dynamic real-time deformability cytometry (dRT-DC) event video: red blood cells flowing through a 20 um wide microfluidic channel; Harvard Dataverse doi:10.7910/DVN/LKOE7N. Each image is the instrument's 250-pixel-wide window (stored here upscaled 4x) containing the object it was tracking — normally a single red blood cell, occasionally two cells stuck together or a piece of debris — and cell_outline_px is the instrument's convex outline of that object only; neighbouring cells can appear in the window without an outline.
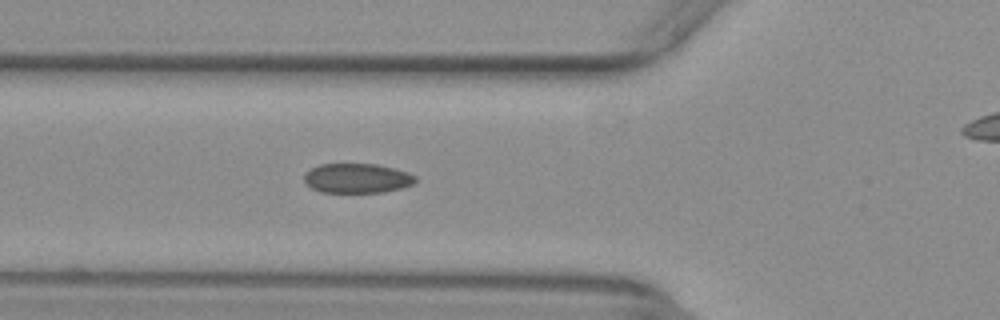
{"species": "common noctule bat (a hibernating species)", "species_latin": "Nyctalus noctula", "temperature_condition": "warm", "stored_images_in_passage": 46, "camera_frame_rate_fps": 3000, "um_per_image_px": 0.085, "animal": {"sex": "female", "body_mass_g": 29.2, "forearm_length_mm": 56.3}, "frame": {"image": 1, "passage_image": 19, "time_ms": 6.0, "image_size_px": [1000, 320], "cell_outline_px": [[416, 180], [412, 184], [400, 188], [384, 192], [320, 192], [312, 188], [304, 180], [304, 176], [312, 168], [320, 164], [376, 164], [408, 172], [416, 176]], "centroid_in_image_um": [30.36, 15.15], "position_along_channel_um": 95.4, "area_um2": 18.96}}
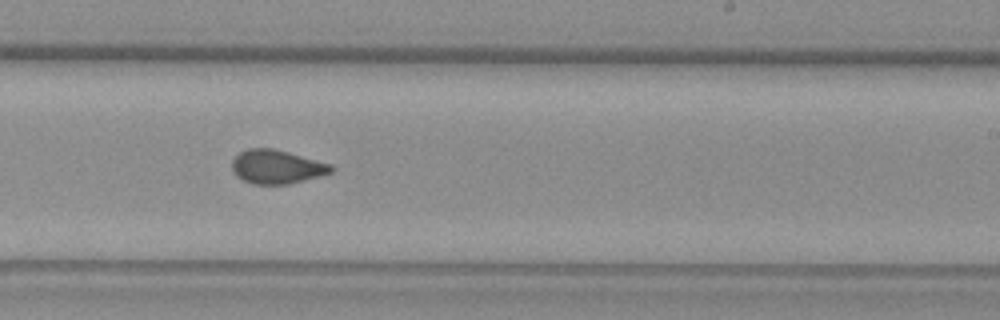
{"frame": {"image": 2, "passage_image": 32, "time_ms": 10.333, "image_size_px": [1000, 320], "cell_outline_px": [[336, 168], [332, 172], [288, 184], [252, 184], [236, 176], [232, 172], [232, 160], [240, 152], [248, 148], [272, 148], [288, 152], [332, 164]], "centroid_in_image_um": [23.51, 14.17], "position_along_channel_um": 265.5, "area_um2": 19.48}}
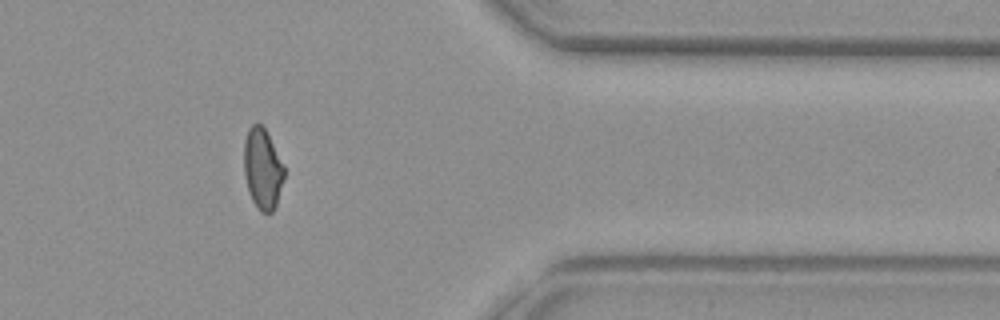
{"frame": {"image": 3, "passage_image": 43, "time_ms": 14.0, "image_size_px": [1000, 320], "cell_outline_px": [[284, 176], [276, 204], [272, 212], [260, 212], [256, 208], [248, 192], [244, 172], [244, 140], [248, 128], [252, 124], [260, 124], [264, 128], [284, 168]], "centroid_in_image_um": [22.28, 14.37], "position_along_channel_um": 389.1, "area_um2": 18.55}}